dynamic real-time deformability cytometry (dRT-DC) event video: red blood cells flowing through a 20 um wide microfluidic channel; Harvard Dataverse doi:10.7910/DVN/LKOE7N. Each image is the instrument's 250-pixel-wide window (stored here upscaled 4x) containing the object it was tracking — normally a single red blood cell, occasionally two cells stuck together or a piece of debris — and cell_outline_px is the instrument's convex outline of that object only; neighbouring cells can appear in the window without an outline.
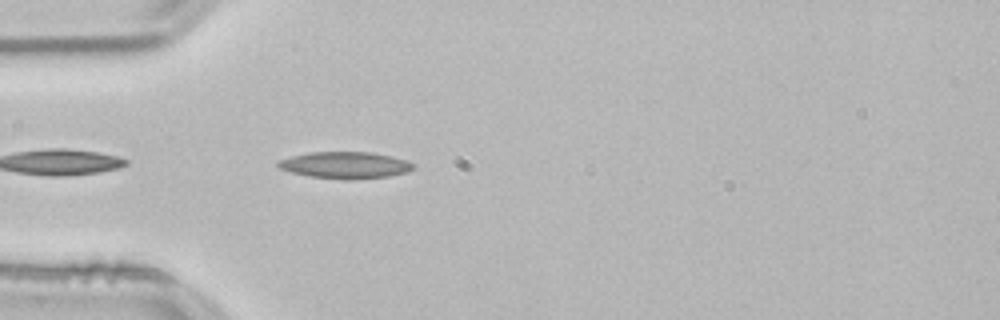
{"species": "common noctule bat (a hibernating species)", "species_latin": "Nyctalus noctula", "temperature_condition": "room temperature", "stored_images_in_passage": 6, "camera_frame_rate_fps": 3000, "um_per_image_px": 0.085, "animal": {"sex": "male", "body_mass_g": 21.5, "forearm_length_mm": 52.0}, "frame": {"image": 1, "passage_image": 2, "time_ms": 0.333, "image_size_px": [1000, 320], "cell_outline_px": [[412, 168], [404, 172], [388, 176], [344, 180], [308, 176], [292, 172], [280, 168], [276, 164], [280, 160], [292, 156], [312, 152], [372, 152], [404, 160], [412, 164]], "centroid_in_image_um": [29.28, 14.04], "position_along_channel_um": 55.7, "area_um2": 20.52}}